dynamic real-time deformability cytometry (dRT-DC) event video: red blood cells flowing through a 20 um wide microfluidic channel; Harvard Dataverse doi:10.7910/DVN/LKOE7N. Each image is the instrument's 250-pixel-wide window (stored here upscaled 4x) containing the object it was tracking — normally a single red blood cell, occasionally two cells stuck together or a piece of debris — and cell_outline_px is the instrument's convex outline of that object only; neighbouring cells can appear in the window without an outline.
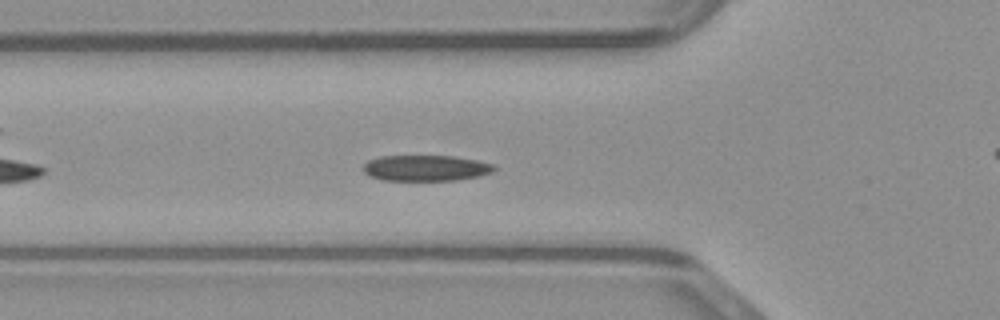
{"species": "common noctule bat (a hibernating species)", "species_latin": "Nyctalus noctula", "temperature_condition": "warm", "stored_images_in_passage": 21, "camera_frame_rate_fps": 3000, "um_per_image_px": 0.085, "animal": {"sex": "male", "body_mass_g": 23.1, "forearm_length_mm": 52.7}, "frame": {"image": 1, "passage_image": 3, "time_ms": 0.667, "image_size_px": [1000, 320], "cell_outline_px": [[496, 168], [492, 172], [480, 176], [456, 180], [384, 180], [368, 176], [364, 172], [364, 164], [368, 160], [380, 156], [452, 156], [476, 160], [492, 164]], "centroid_in_image_um": [36.17, 14.28], "position_along_channel_um": 89.6, "area_um2": 19.65}}
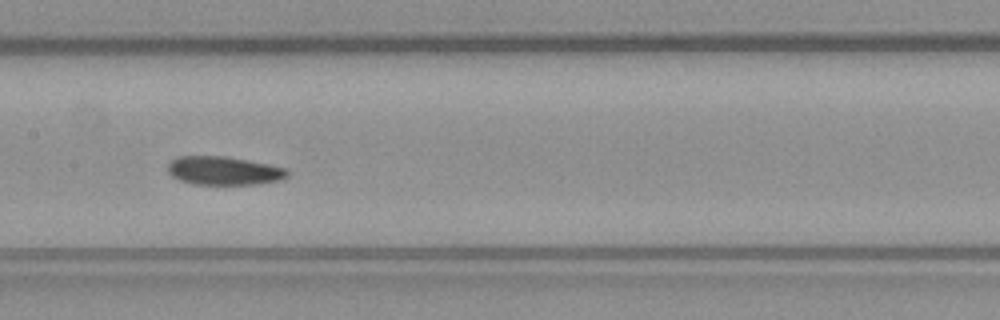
{"frame": {"image": 2, "passage_image": 10, "time_ms": 3.0, "image_size_px": [1000, 320], "cell_outline_px": [[288, 176], [284, 180], [256, 184], [196, 184], [180, 180], [172, 176], [168, 172], [168, 164], [176, 156], [224, 156], [248, 160], [288, 168]], "centroid_in_image_um": [19.06, 14.51], "position_along_channel_um": 188.3, "area_um2": 19.94}}
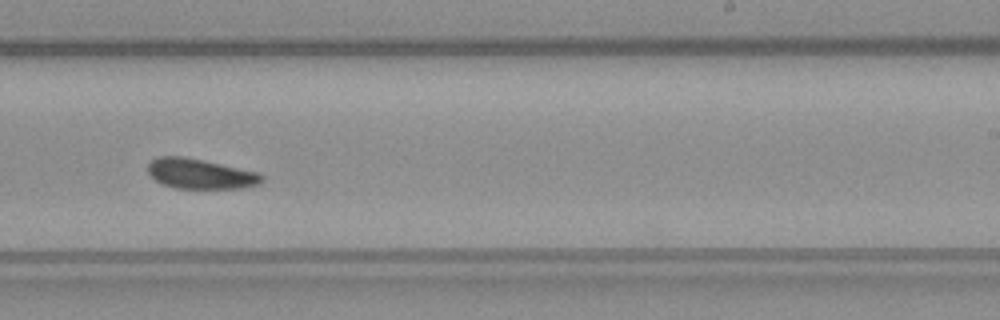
{"frame": {"image": 3, "passage_image": 16, "time_ms": 5.0, "image_size_px": [1000, 320], "cell_outline_px": [[264, 180], [260, 184], [240, 188], [176, 188], [164, 184], [156, 180], [148, 172], [148, 164], [156, 156], [184, 156], [204, 160], [260, 172], [264, 176]], "centroid_in_image_um": [17.07, 14.76], "position_along_channel_um": 271.9, "area_um2": 20.06}}